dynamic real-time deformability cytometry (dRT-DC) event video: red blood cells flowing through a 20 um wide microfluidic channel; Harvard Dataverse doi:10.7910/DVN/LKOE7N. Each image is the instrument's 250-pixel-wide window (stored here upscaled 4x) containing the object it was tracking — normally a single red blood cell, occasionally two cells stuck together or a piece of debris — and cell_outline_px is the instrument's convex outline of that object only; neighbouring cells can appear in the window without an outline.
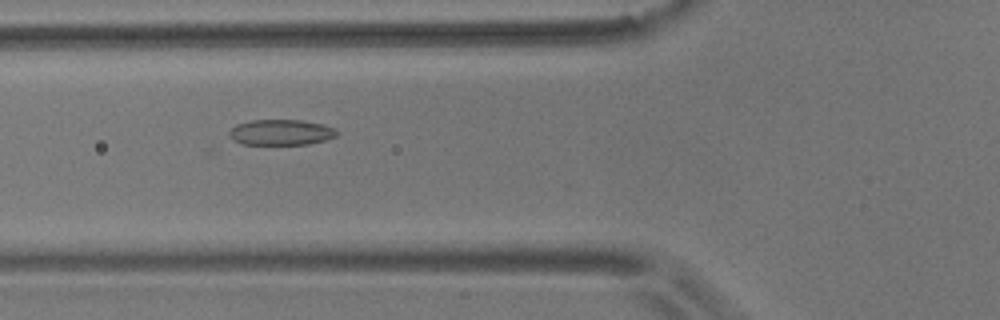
{"species": "common noctule bat (a hibernating species)", "species_latin": "Nyctalus noctula", "temperature_condition": "room temperature", "stored_images_in_passage": 39, "camera_frame_rate_fps": 3000, "um_per_image_px": 0.085, "animal": {"sex": "male", "body_mass_g": 17.9}, "frame": {"image": 1, "passage_image": 4, "time_ms": 1.0, "image_size_px": [1000, 320], "cell_outline_px": [[340, 132], [336, 136], [324, 140], [308, 144], [240, 144], [232, 140], [228, 136], [228, 132], [236, 124], [252, 120], [300, 120], [320, 124], [336, 128]], "centroid_in_image_um": [23.86, 11.25], "position_along_channel_um": 101.9, "area_um2": 16.13}}
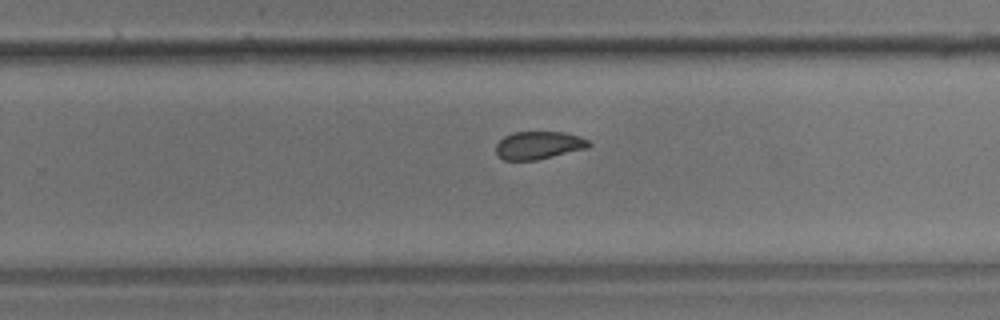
{"frame": {"image": 2, "passage_image": 19, "time_ms": 6.0, "image_size_px": [1000, 320], "cell_outline_px": [[592, 144], [588, 148], [536, 160], [504, 160], [496, 152], [496, 144], [504, 136], [512, 132], [564, 132], [580, 136], [588, 140]], "centroid_in_image_um": [45.8, 12.34], "position_along_channel_um": 284.0, "area_um2": 15.09}}
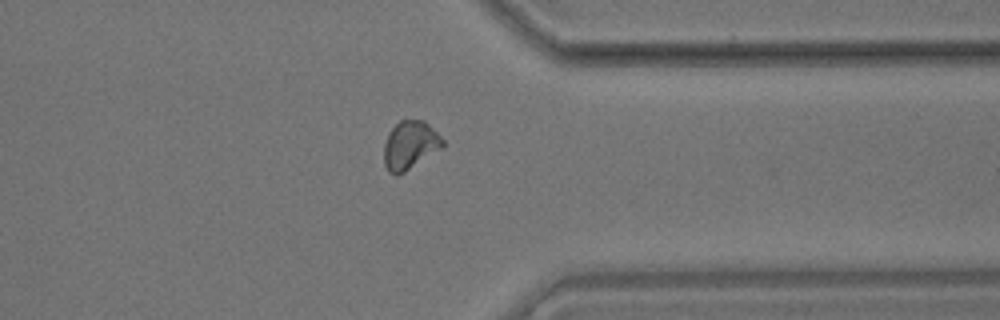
{"frame": {"image": 3, "passage_image": 27, "time_ms": 8.667, "image_size_px": [1000, 320], "cell_outline_px": [[444, 144], [440, 148], [404, 172], [396, 176], [388, 172], [384, 164], [384, 144], [388, 132], [400, 120], [424, 120], [444, 140]], "centroid_in_image_um": [34.81, 12.34], "position_along_channel_um": 376.6, "area_um2": 16.3}, "authors_computed_cell_mechanics": {"area_um2": 16.1262, "velocity_mm_per_s": 3.647, "shape_relaxation_time_tau1_ms": 9.5361, "shape_relaxation_time_tau2_ms": 1.7417, "deformation_change_tau1": 0.1626, "deformation_change_tau2": 0.0658}}